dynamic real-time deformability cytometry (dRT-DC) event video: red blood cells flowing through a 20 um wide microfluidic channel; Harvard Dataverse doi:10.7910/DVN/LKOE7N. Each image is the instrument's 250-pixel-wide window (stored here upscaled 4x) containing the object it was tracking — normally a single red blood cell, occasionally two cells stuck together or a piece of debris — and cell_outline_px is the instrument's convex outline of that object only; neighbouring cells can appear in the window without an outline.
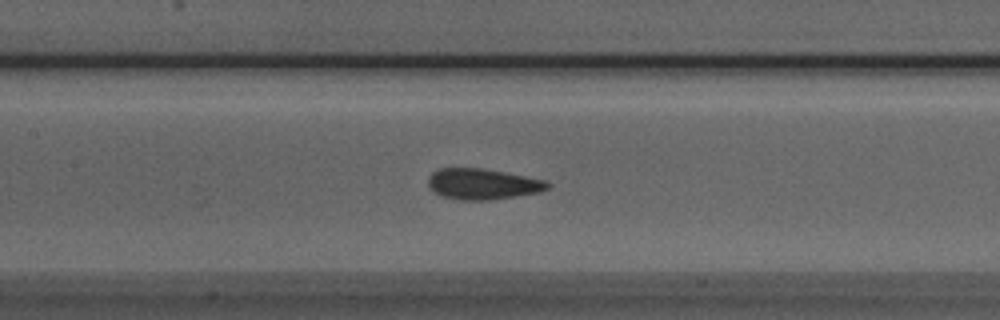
{"species": "Egyptian fruit bat (a non-hibernating species)", "species_latin": "Rousettus aegyptiacus", "temperature_condition": "room temperature", "stored_images_in_passage": 52, "camera_frame_rate_fps": 3000, "um_per_image_px": 0.085, "animal": {"sex": "male"}, "frame": {"image": 1, "passage_image": 23, "time_ms": 7.333, "image_size_px": [1000, 320], "cell_outline_px": [[552, 184], [548, 188], [540, 192], [516, 196], [488, 200], [460, 200], [440, 196], [432, 192], [428, 188], [428, 176], [432, 172], [440, 168], [480, 168], [504, 172], [548, 180]], "centroid_in_image_um": [41.0, 15.64], "position_along_channel_um": 166.4, "area_um2": 21.73}}
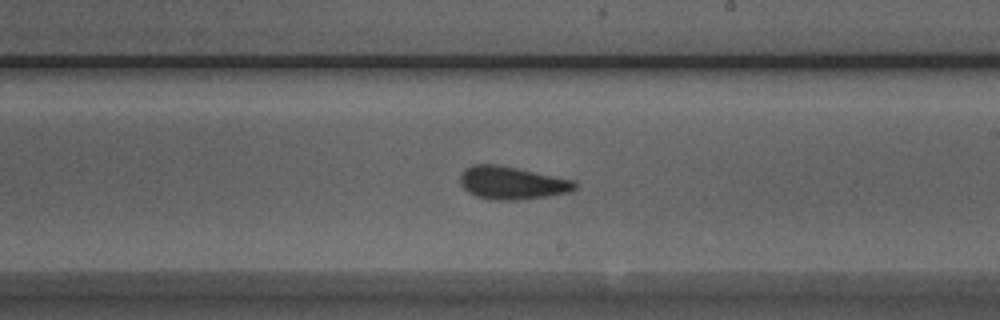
{"frame": {"image": 2, "passage_image": 29, "time_ms": 9.333, "image_size_px": [1000, 320], "cell_outline_px": [[576, 188], [568, 192], [548, 196], [516, 200], [492, 200], [476, 196], [468, 192], [460, 184], [460, 176], [464, 168], [472, 164], [496, 164], [516, 168], [572, 180], [576, 184]], "centroid_in_image_um": [43.45, 15.55], "position_along_channel_um": 245.6, "area_um2": 21.79}}
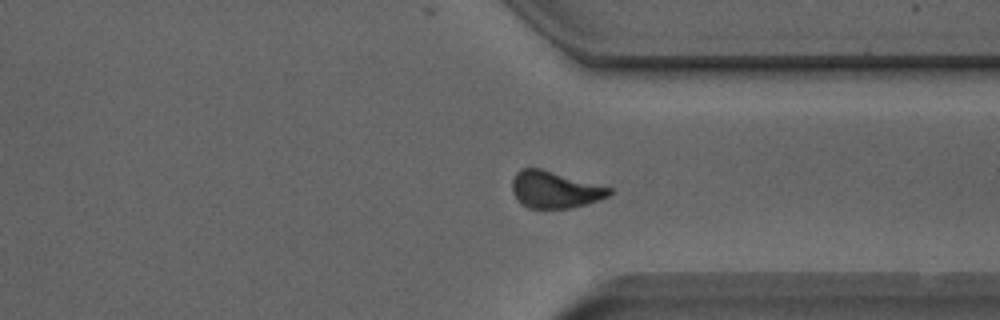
{"frame": {"image": 3, "passage_image": 38, "time_ms": 12.333, "image_size_px": [1000, 320], "cell_outline_px": [[612, 192], [608, 196], [572, 208], [528, 208], [520, 204], [512, 192], [512, 180], [516, 172], [520, 168], [540, 168], [612, 188]], "centroid_in_image_um": [47.1, 16.12], "position_along_channel_um": 364.3, "area_um2": 20.75}, "authors_computed_cell_mechanics": {"area_um2": 21.7328, "velocity_mm_per_s": 3.9714, "shape_relaxation_time_tau1_ms": 4.5488, "shape_relaxation_time_tau2_ms": 1.1223, "deformation_change_tau1": 0.1139, "deformation_change_tau2": 0.054}}